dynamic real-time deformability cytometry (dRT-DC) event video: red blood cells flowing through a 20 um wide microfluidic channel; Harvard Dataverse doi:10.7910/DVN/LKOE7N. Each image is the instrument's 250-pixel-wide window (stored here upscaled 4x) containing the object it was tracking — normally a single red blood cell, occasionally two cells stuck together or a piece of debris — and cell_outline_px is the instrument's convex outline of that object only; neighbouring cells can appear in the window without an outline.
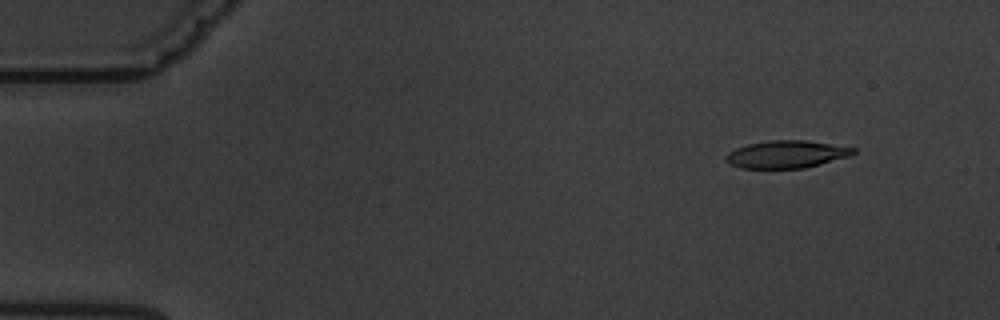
{"species": "common noctule bat (a hibernating species)", "species_latin": "Nyctalus noctula", "temperature_condition": "warm", "stored_images_in_passage": 5, "camera_frame_rate_fps": 3000, "um_per_image_px": 0.085, "animal": {"sex": "male", "body_mass_g": 19.5, "forearm_length_mm": 54.6}, "frame": {"image": 1, "passage_image": 2, "time_ms": 1.333, "image_size_px": [1000, 320], "cell_outline_px": [[856, 152], [852, 156], [804, 168], [740, 168], [728, 164], [724, 160], [724, 156], [728, 152], [736, 148], [748, 144], [768, 140], [804, 140], [856, 148]], "centroid_in_image_um": [66.83, 13.12], "position_along_channel_um": 18.2, "area_um2": 20.58}}
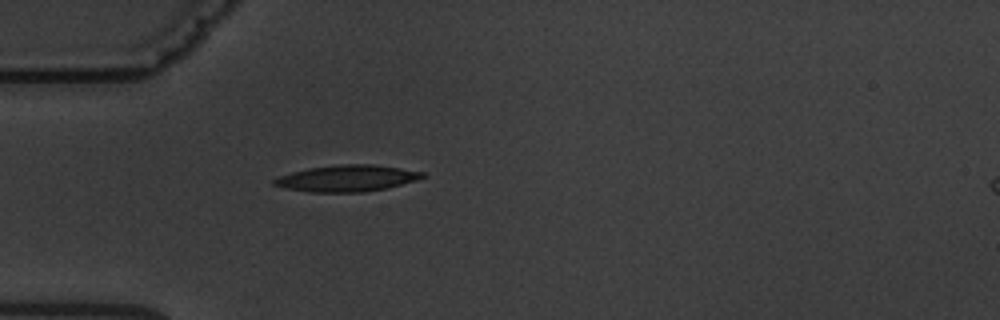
{"frame": {"image": 2, "passage_image": 5, "time_ms": 5.0, "image_size_px": [1000, 320], "cell_outline_px": [[428, 176], [416, 180], [388, 188], [364, 192], [308, 192], [284, 188], [272, 184], [272, 180], [280, 176], [292, 172], [308, 168], [336, 164], [372, 164], [400, 168], [424, 172]], "centroid_in_image_um": [29.5, 15.15], "position_along_channel_um": 55.5, "area_um2": 23.0}}